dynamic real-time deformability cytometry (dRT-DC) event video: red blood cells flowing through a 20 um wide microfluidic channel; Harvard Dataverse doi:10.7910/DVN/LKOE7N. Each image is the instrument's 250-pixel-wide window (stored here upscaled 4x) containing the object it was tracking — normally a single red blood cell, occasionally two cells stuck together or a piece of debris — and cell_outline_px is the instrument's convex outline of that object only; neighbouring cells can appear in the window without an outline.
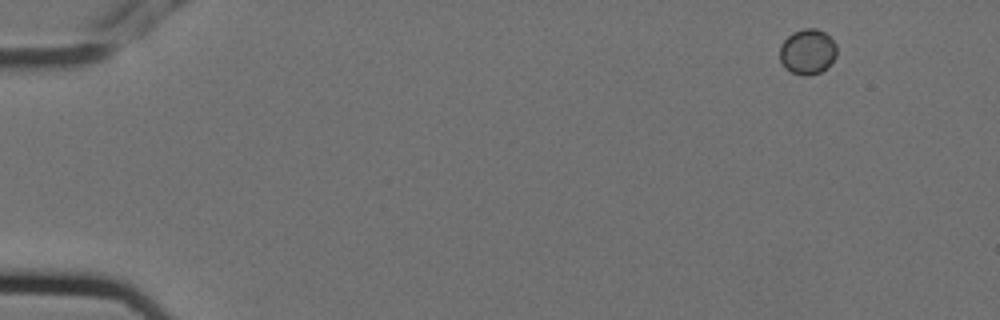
{"species": "Egyptian fruit bat (a non-hibernating species)", "species_latin": "Rousettus aegyptiacus", "temperature_condition": "cold", "stored_images_in_passage": 3, "camera_frame_rate_fps": 3000, "um_per_image_px": 0.085, "animal": {"sex": "female"}, "frame": {"image": 1, "passage_image": 1, "time_ms": 0.0, "image_size_px": [1000, 320], "cell_outline_px": [[836, 56], [828, 68], [820, 72], [808, 76], [804, 76], [792, 72], [784, 68], [780, 60], [780, 44], [792, 32], [804, 28], [816, 28], [824, 32], [836, 44]], "centroid_in_image_um": [68.63, 4.4], "position_along_channel_um": 16.4, "area_um2": 15.2}}
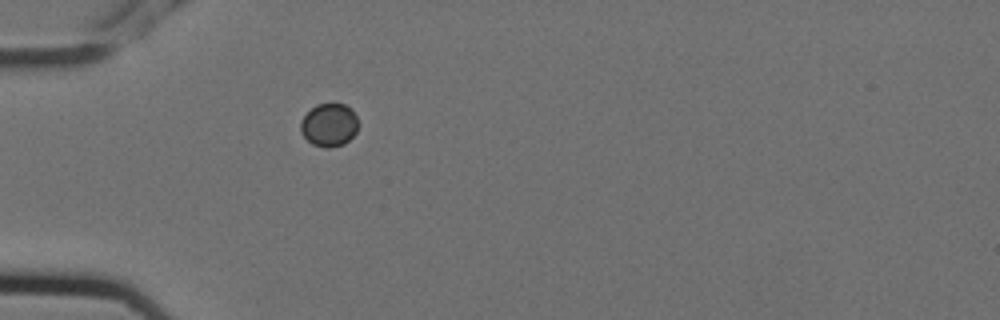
{"frame": {"image": 2, "passage_image": 3, "time_ms": 0.667, "image_size_px": [1000, 320], "cell_outline_px": [[356, 132], [344, 144], [332, 148], [324, 148], [312, 144], [300, 132], [300, 120], [316, 104], [344, 104], [352, 108], [356, 116]], "centroid_in_image_um": [27.95, 10.63], "position_along_channel_um": 57.0, "area_um2": 14.45}}